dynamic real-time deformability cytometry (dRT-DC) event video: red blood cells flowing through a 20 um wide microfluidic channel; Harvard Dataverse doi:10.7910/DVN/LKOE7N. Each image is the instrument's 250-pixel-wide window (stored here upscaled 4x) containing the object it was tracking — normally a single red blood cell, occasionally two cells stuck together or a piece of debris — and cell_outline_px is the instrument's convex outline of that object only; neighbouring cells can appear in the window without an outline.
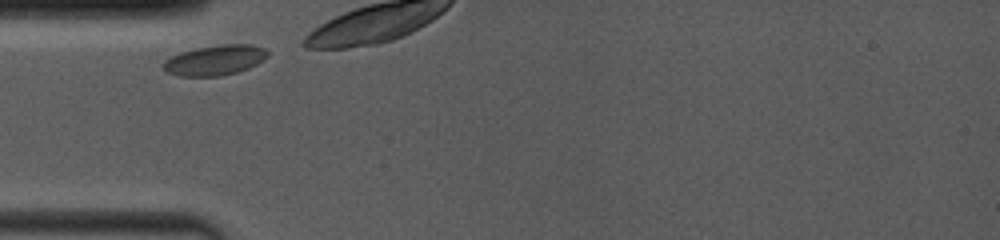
{"species": "common noctule bat (a hibernating species)", "species_latin": "Nyctalus noctula", "temperature_condition": "room temperature", "stored_images_in_passage": 17, "camera_frame_rate_fps": 4000, "um_per_image_px": 0.085, "animal": {"sex": "female", "body_mass_g": 19.0, "forearm_length_mm": 53.3}, "frame": {"image": 1, "passage_image": 1, "time_ms": 0.0, "image_size_px": [1000, 240], "cell_outline_px": [[268, 56], [264, 60], [248, 68], [236, 72], [220, 76], [180, 76], [168, 72], [160, 68], [160, 64], [164, 60], [180, 52], [196, 48], [224, 44], [252, 44], [264, 48], [268, 52]], "centroid_in_image_um": [18.24, 5.11], "position_along_channel_um": 66.8, "area_um2": 18.44}}